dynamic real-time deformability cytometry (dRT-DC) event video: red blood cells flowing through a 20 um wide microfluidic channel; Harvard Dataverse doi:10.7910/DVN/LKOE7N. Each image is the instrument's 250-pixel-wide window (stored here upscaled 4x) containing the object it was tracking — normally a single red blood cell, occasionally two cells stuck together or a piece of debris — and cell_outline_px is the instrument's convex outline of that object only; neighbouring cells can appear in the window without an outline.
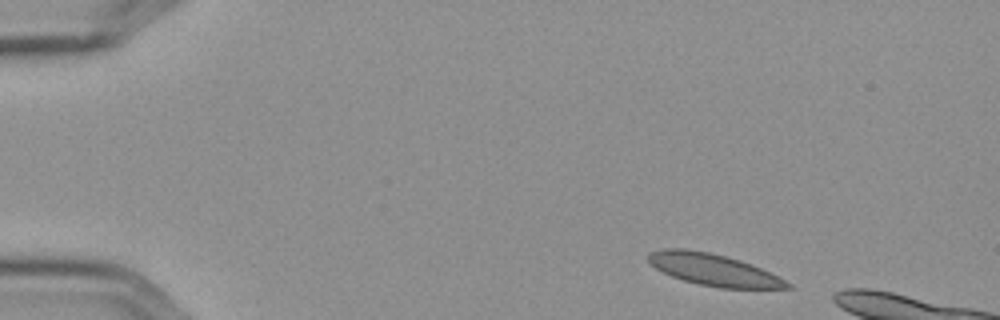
{"species": "Egyptian fruit bat (a non-hibernating species)", "species_latin": "Rousettus aegyptiacus", "temperature_condition": "cold", "stored_images_in_passage": 11, "camera_frame_rate_fps": 3000, "um_per_image_px": 0.085, "frame": {"image": 1, "passage_image": 1, "time_ms": 0.0, "image_size_px": [1000, 320], "cell_outline_px": [[792, 288], [716, 288], [684, 280], [672, 276], [656, 268], [648, 260], [648, 252], [664, 248], [684, 248], [708, 252], [740, 260], [752, 264], [792, 284]], "centroid_in_image_um": [60.62, 22.92], "position_along_channel_um": 24.4, "area_um2": 25.43}}